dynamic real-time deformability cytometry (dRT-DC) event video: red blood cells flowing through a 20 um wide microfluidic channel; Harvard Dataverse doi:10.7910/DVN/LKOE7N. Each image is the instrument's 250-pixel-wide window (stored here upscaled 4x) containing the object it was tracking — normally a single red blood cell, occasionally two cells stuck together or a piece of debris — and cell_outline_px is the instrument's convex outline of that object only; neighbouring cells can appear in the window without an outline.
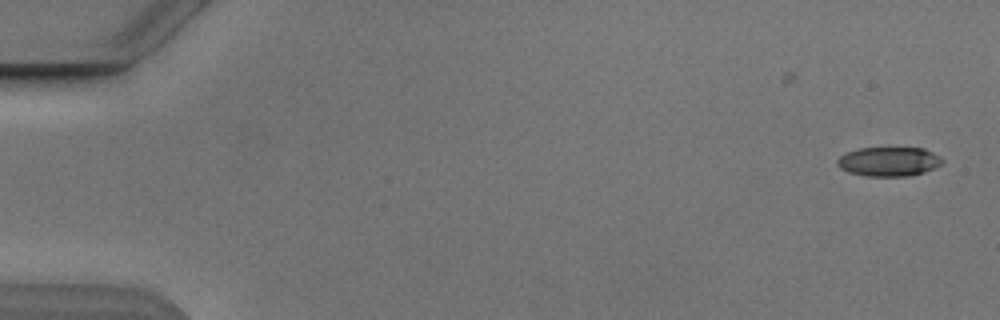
{"species": "Egyptian fruit bat (a non-hibernating species)", "species_latin": "Rousettus aegyptiacus", "temperature_condition": "cold", "stored_images_in_passage": 5, "camera_frame_rate_fps": 3000, "um_per_image_px": 0.085, "animal": {"sex": "male"}, "frame": {"image": 1, "passage_image": 1, "time_ms": 0.0, "image_size_px": [1000, 320], "cell_outline_px": [[944, 160], [940, 164], [924, 172], [908, 176], [868, 176], [848, 172], [840, 168], [836, 164], [836, 160], [840, 156], [848, 152], [860, 148], [924, 148], [940, 156]], "centroid_in_image_um": [75.53, 13.73], "position_along_channel_um": 9.5, "area_um2": 17.8}}
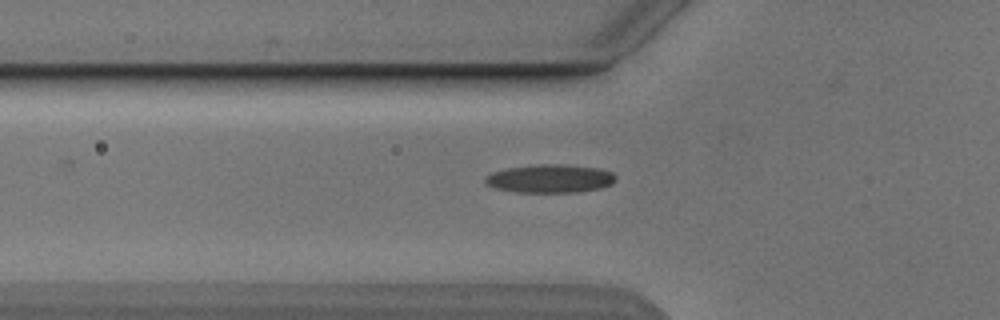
{"frame": {"image": 2, "passage_image": 5, "time_ms": 5.667, "image_size_px": [1000, 320], "cell_outline_px": [[616, 180], [612, 184], [600, 188], [580, 192], [516, 192], [496, 188], [484, 184], [484, 176], [492, 172], [508, 168], [536, 164], [564, 164], [600, 168], [612, 172], [616, 176]], "centroid_in_image_um": [46.76, 15.17], "position_along_channel_um": 79.0, "area_um2": 21.79}}